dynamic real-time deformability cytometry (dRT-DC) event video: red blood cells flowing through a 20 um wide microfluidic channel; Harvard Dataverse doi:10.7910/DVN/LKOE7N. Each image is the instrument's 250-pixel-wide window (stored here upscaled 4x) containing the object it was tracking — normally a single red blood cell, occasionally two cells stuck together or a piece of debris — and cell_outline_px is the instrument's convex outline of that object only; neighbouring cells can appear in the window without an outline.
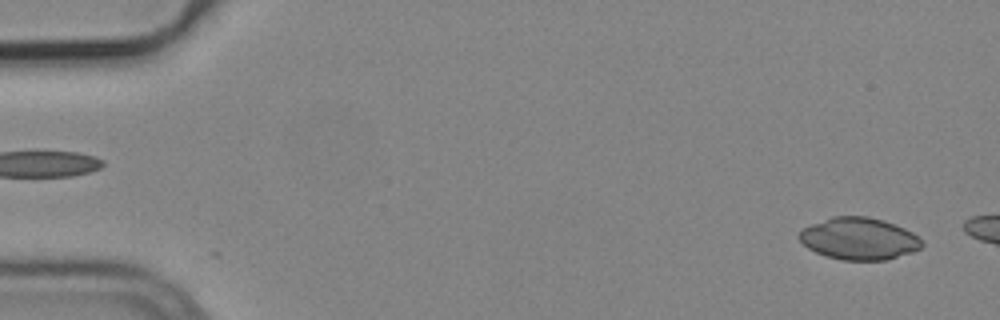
{"species": "common noctule bat (a hibernating species)", "species_latin": "Nyctalus noctula", "temperature_condition": "cold", "stored_images_in_passage": 7, "camera_frame_rate_fps": 3000, "um_per_image_px": 0.085, "animal": {"sex": "male", "body_mass_g": 19.2, "forearm_length_mm": 51.8}, "frame": {"image": 1, "passage_image": 3, "time_ms": 0.667, "image_size_px": [1000, 320], "cell_outline_px": [[924, 244], [920, 248], [912, 252], [884, 260], [844, 260], [824, 256], [808, 248], [796, 236], [804, 228], [812, 224], [832, 216], [868, 216], [884, 220], [904, 228], [912, 232]], "centroid_in_image_um": [73.0, 20.28], "position_along_channel_um": 12.0, "area_um2": 29.94}}